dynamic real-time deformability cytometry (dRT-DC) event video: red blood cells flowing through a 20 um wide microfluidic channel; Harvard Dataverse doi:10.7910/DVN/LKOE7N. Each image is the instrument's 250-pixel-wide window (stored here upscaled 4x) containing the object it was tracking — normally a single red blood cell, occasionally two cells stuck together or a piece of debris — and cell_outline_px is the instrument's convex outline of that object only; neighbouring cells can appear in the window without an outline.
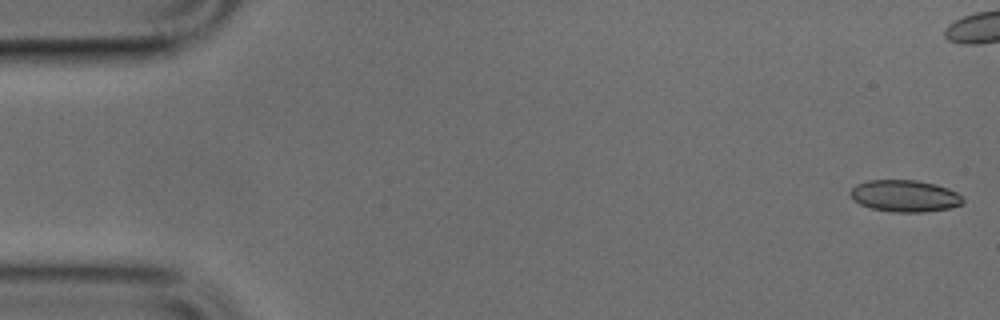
{"species": "common noctule bat (a hibernating species)", "species_latin": "Nyctalus noctula", "temperature_condition": "cold", "stored_images_in_passage": 49, "camera_frame_rate_fps": 3000, "um_per_image_px": 0.085, "animal": {"sex": "male", "body_mass_g": 17.9, "forearm_length_mm": 54.2}, "frame": {"image": 1, "passage_image": 1, "time_ms": 0.0, "image_size_px": [1000, 320], "cell_outline_px": [[964, 204], [948, 208], [924, 212], [892, 212], [872, 208], [860, 204], [848, 192], [856, 184], [868, 180], [916, 180], [936, 184], [948, 188], [956, 192], [964, 200]], "centroid_in_image_um": [76.91, 16.65], "position_along_channel_um": 8.1, "area_um2": 20.81}}
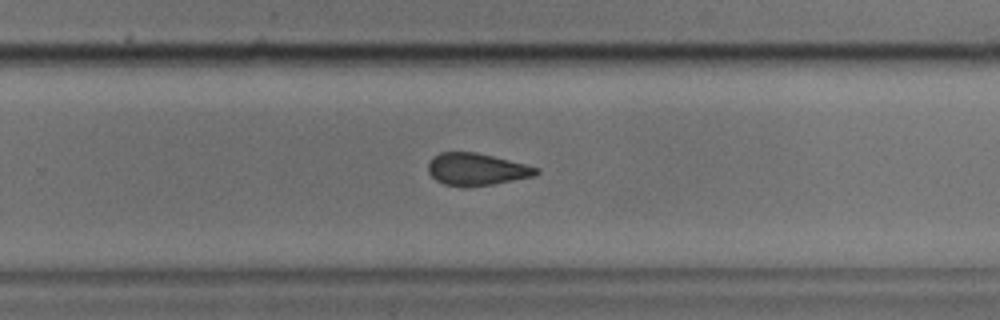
{"frame": {"image": 2, "passage_image": 31, "time_ms": 10.0, "image_size_px": [1000, 320], "cell_outline_px": [[540, 172], [532, 176], [492, 184], [444, 184], [436, 180], [428, 172], [428, 164], [432, 156], [440, 152], [476, 152], [540, 168]], "centroid_in_image_um": [40.48, 14.35], "position_along_channel_um": 289.3, "area_um2": 19.54}}
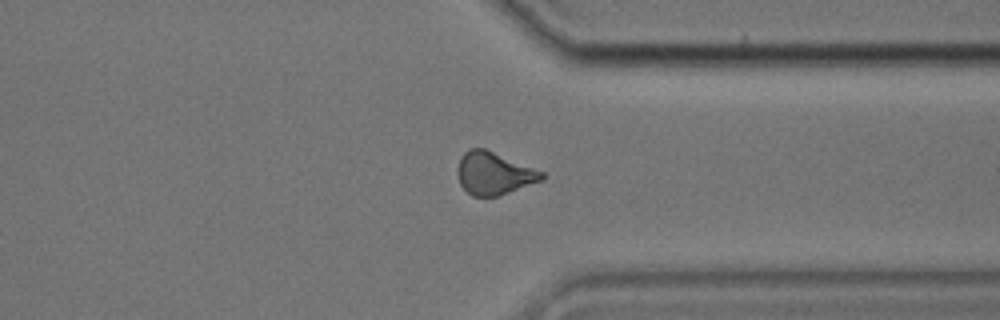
{"frame": {"image": 3, "passage_image": 37, "time_ms": 12.0, "image_size_px": [1000, 320], "cell_outline_px": [[544, 180], [496, 196], [472, 196], [460, 184], [456, 172], [460, 156], [468, 148], [484, 148], [544, 172]], "centroid_in_image_um": [41.95, 14.72], "position_along_channel_um": 369.4, "area_um2": 20.81}}